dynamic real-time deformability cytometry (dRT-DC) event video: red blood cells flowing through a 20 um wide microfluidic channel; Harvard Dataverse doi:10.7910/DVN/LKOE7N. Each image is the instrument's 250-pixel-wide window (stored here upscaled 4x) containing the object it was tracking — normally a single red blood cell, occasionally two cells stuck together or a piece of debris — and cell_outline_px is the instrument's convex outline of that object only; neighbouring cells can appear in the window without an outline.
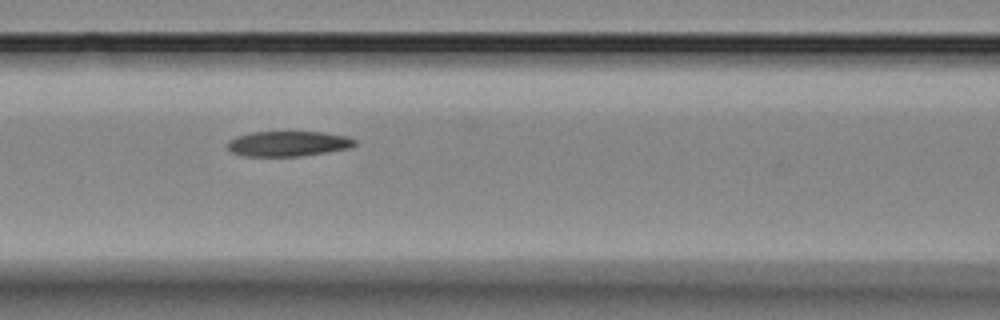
{"species": "Egyptian fruit bat (a non-hibernating species)", "species_latin": "Rousettus aegyptiacus", "temperature_condition": "room temperature", "stored_images_in_passage": 5, "camera_frame_rate_fps": 3000, "um_per_image_px": 0.085, "animal": {"sex": "female"}, "frame": {"image": 1, "passage_image": 3, "time_ms": 2.333, "image_size_px": [1000, 320], "cell_outline_px": [[356, 144], [348, 148], [328, 152], [300, 156], [244, 156], [232, 152], [228, 148], [228, 140], [236, 136], [252, 132], [324, 132], [344, 136], [356, 140]], "centroid_in_image_um": [24.47, 12.21], "position_along_channel_um": 142.1, "area_um2": 18.61}}
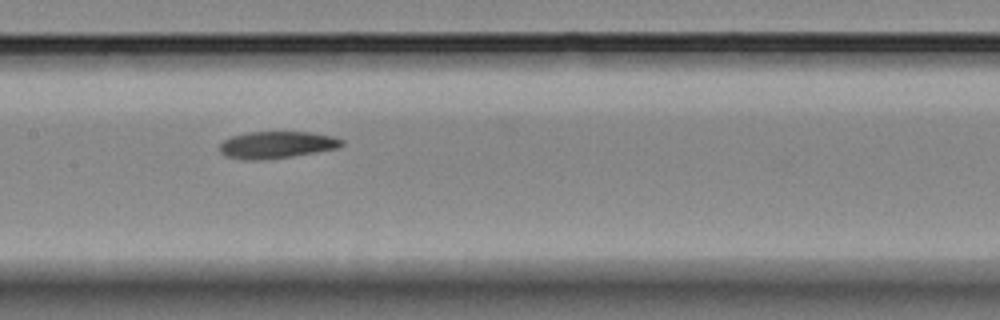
{"frame": {"image": 2, "passage_image": 4, "time_ms": 3.333, "image_size_px": [1000, 320], "cell_outline_px": [[344, 144], [340, 148], [292, 156], [264, 160], [240, 160], [224, 156], [220, 152], [220, 144], [224, 140], [232, 136], [248, 132], [312, 132], [332, 136], [344, 140]], "centroid_in_image_um": [23.52, 12.32], "position_along_channel_um": 183.9, "area_um2": 19.42}}
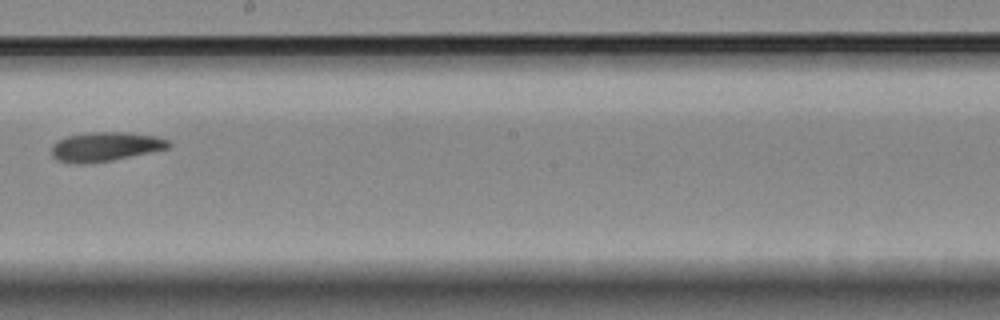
{"frame": {"image": 3, "passage_image": 5, "time_ms": 4.667, "image_size_px": [1000, 320], "cell_outline_px": [[172, 144], [168, 148], [112, 160], [84, 164], [72, 164], [56, 160], [52, 156], [52, 144], [56, 140], [68, 136], [92, 132], [128, 132], [156, 136], [168, 140]], "centroid_in_image_um": [8.92, 12.47], "position_along_channel_um": 239.3, "area_um2": 20.0}}